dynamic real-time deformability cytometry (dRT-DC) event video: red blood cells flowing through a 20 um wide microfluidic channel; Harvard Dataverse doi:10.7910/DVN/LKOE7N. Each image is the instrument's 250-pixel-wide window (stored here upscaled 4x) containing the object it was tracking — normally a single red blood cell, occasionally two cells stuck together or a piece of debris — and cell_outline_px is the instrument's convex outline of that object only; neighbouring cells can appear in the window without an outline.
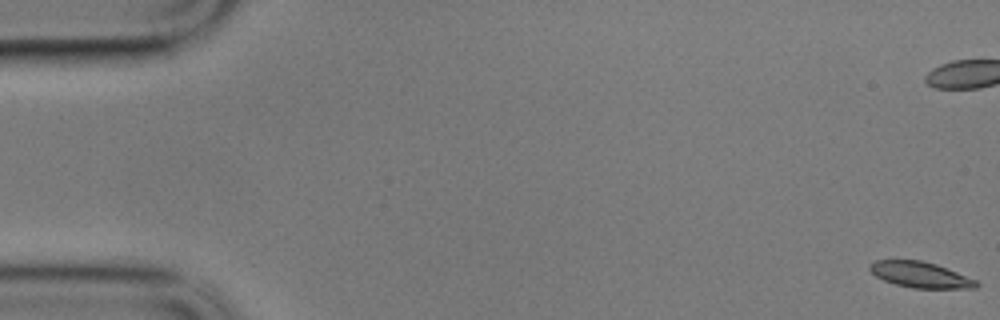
{"species": "common noctule bat (a hibernating species)", "species_latin": "Nyctalus noctula", "temperature_condition": "cold", "stored_images_in_passage": 60, "camera_frame_rate_fps": 3000, "um_per_image_px": 0.085, "animal": {"sex": "male", "body_mass_g": 17.9}, "frame": {"image": 1, "passage_image": 1, "time_ms": 0.0, "image_size_px": [1000, 320], "cell_outline_px": [[980, 284], [976, 288], [912, 288], [896, 284], [884, 280], [876, 276], [868, 268], [876, 260], [920, 260], [936, 264], [976, 280]], "centroid_in_image_um": [78.24, 23.36], "position_along_channel_um": 6.8, "area_um2": 15.78}, "authors_computed_cell_mechanics": {"area_um2": 17.4267, "velocity_mm_per_s": 3.4004, "shape_relaxation_time_tau1_ms": null, "shape_relaxation_time_tau2_ms": 10.1549, "deformation_change_tau1": null, "deformation_change_tau2": 0.1531}}